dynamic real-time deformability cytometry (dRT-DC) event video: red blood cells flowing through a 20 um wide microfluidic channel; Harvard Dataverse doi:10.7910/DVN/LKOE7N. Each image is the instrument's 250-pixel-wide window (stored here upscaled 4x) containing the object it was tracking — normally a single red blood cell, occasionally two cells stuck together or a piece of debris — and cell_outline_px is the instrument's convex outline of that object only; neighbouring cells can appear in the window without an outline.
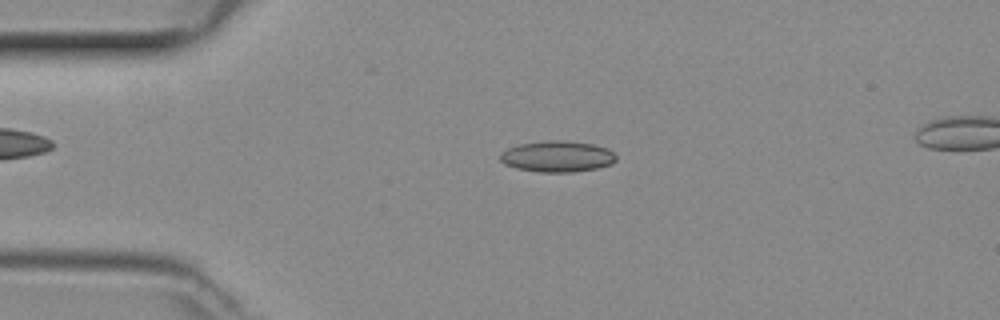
{"species": "common noctule bat (a hibernating species)", "species_latin": "Nyctalus noctula", "temperature_condition": "room temperature", "stored_images_in_passage": 40, "camera_frame_rate_fps": 3000, "um_per_image_px": 0.085, "animal": {"sex": "female", "body_mass_g": 29.2, "forearm_length_mm": 56.3}, "frame": {"image": 1, "passage_image": 2, "time_ms": 0.333, "image_size_px": [1000, 320], "cell_outline_px": [[616, 160], [612, 164], [596, 168], [572, 172], [540, 172], [516, 168], [504, 164], [500, 160], [500, 152], [508, 148], [520, 144], [544, 140], [564, 140], [592, 144], [608, 148], [616, 156]], "centroid_in_image_um": [47.36, 13.29], "position_along_channel_um": 37.6, "area_um2": 21.1}}
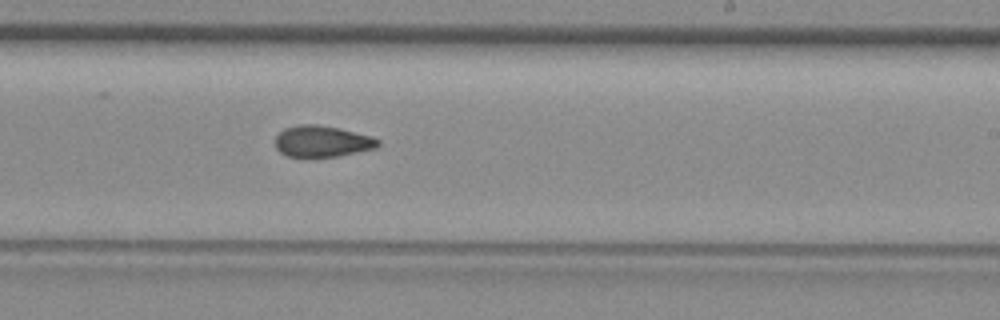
{"frame": {"image": 2, "passage_image": 20, "time_ms": 6.333, "image_size_px": [1000, 320], "cell_outline_px": [[380, 144], [376, 148], [336, 156], [288, 156], [280, 152], [276, 148], [276, 136], [284, 128], [300, 124], [316, 124], [340, 128], [372, 136], [380, 140]], "centroid_in_image_um": [27.39, 11.99], "position_along_channel_um": 261.6, "area_um2": 18.61}}
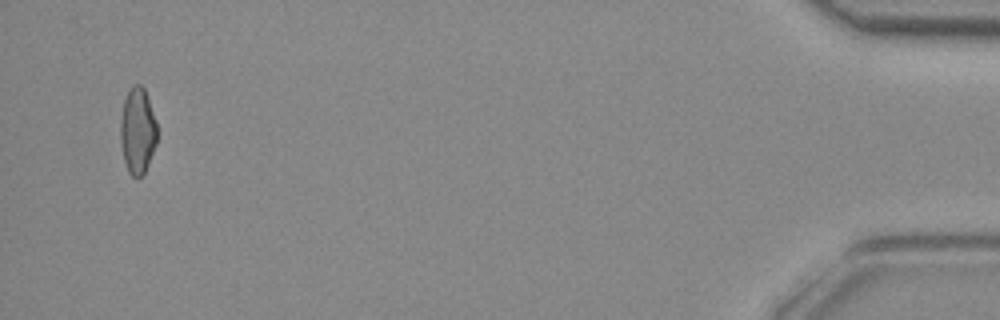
{"frame": {"image": 3, "passage_image": 38, "time_ms": 12.333, "image_size_px": [1000, 320], "cell_outline_px": [[156, 144], [148, 164], [144, 172], [136, 180], [128, 172], [124, 160], [120, 140], [120, 120], [124, 100], [128, 88], [132, 84], [140, 84], [144, 88], [156, 120]], "centroid_in_image_um": [11.67, 11.1], "position_along_channel_um": 423.5, "area_um2": 18.5}}